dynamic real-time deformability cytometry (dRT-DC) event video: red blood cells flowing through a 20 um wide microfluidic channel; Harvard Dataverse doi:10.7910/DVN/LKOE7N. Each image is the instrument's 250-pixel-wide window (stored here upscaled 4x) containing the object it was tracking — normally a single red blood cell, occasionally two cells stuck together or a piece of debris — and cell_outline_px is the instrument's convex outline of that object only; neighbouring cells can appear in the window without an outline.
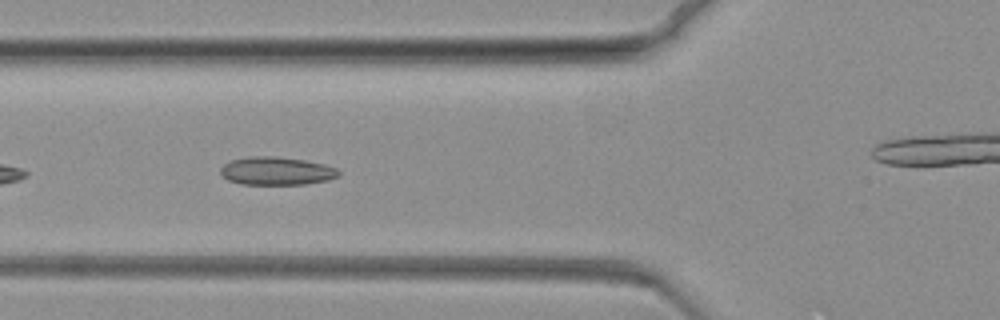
{"species": "common noctule bat (a hibernating species)", "species_latin": "Nyctalus noctula", "temperature_condition": "warm", "stored_images_in_passage": 57, "camera_frame_rate_fps": 3000, "um_per_image_px": 0.085, "animal": {"sex": "female", "body_mass_g": 19.3, "forearm_length_mm": 54.1}, "frame": {"image": 1, "passage_image": 8, "time_ms": 2.333, "image_size_px": [1000, 320], "cell_outline_px": [[340, 176], [328, 180], [304, 184], [240, 184], [228, 180], [220, 176], [220, 168], [224, 164], [232, 160], [248, 156], [272, 156], [304, 160], [324, 164], [336, 168], [340, 172]], "centroid_in_image_um": [23.48, 14.53], "position_along_channel_um": 102.3, "area_um2": 19.42}}
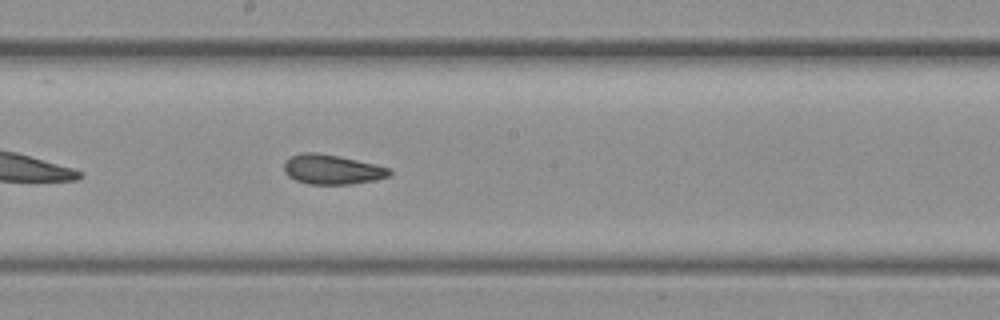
{"frame": {"image": 2, "passage_image": 21, "time_ms": 6.667, "image_size_px": [1000, 320], "cell_outline_px": [[392, 172], [388, 176], [376, 180], [352, 184], [308, 184], [296, 180], [288, 176], [284, 172], [284, 160], [288, 156], [300, 152], [316, 152], [340, 156], [376, 164], [392, 168]], "centroid_in_image_um": [28.21, 14.39], "position_along_channel_um": 220.0, "area_um2": 18.61}}
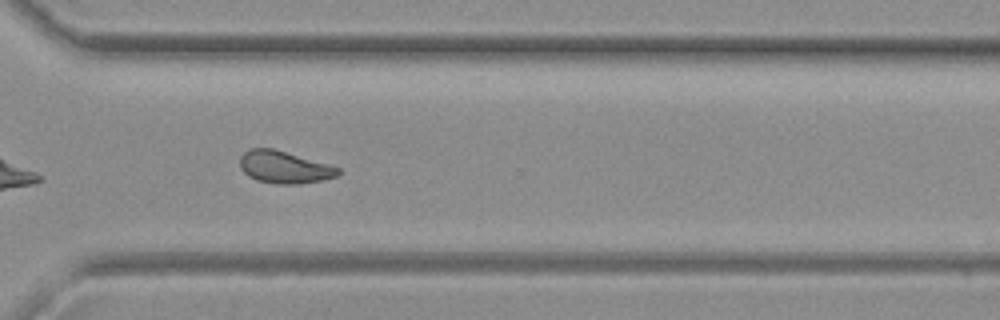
{"frame": {"image": 3, "passage_image": 35, "time_ms": 11.333, "image_size_px": [1000, 320], "cell_outline_px": [[340, 172], [336, 176], [324, 180], [300, 184], [276, 184], [256, 180], [248, 176], [240, 168], [240, 156], [248, 148], [272, 148], [328, 164], [340, 168]], "centroid_in_image_um": [24.14, 14.22], "position_along_channel_um": 346.5, "area_um2": 18.5}}